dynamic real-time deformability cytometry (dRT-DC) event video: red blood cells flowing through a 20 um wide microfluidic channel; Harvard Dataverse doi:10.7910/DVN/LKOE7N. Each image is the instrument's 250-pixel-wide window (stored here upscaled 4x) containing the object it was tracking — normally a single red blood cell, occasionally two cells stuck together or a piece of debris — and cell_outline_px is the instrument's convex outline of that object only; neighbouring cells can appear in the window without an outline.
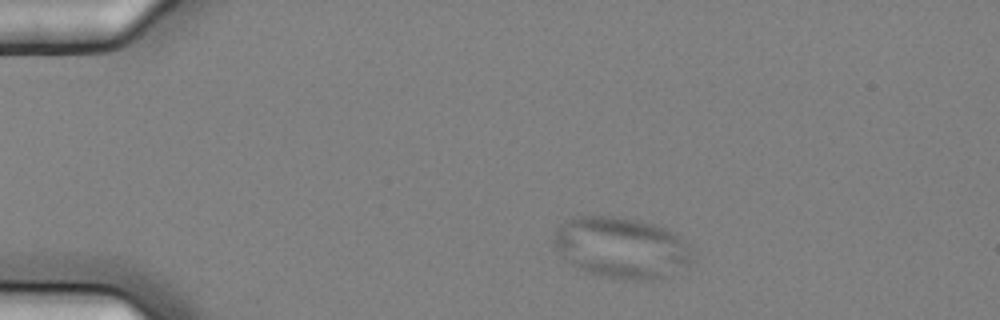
{"species": "common noctule bat (a hibernating species)", "species_latin": "Nyctalus noctula", "temperature_condition": "cold", "stored_images_in_passage": 6, "camera_frame_rate_fps": 3000, "um_per_image_px": 0.085, "animal": {"sex": "female", "body_mass_g": 25.1}, "frame": {"image": 1, "passage_image": 2, "time_ms": 0.333, "image_size_px": [1000, 320], "cell_outline_px": [[696, 252], [692, 260], [688, 264], [656, 280], [624, 280], [600, 276], [576, 268], [564, 260], [560, 256], [552, 244], [552, 236], [556, 228], [564, 220], [576, 216], [616, 216], [636, 220], [668, 228], [680, 236]], "centroid_in_image_um": [52.78, 21.05], "position_along_channel_um": 32.2, "area_um2": 50.17}}
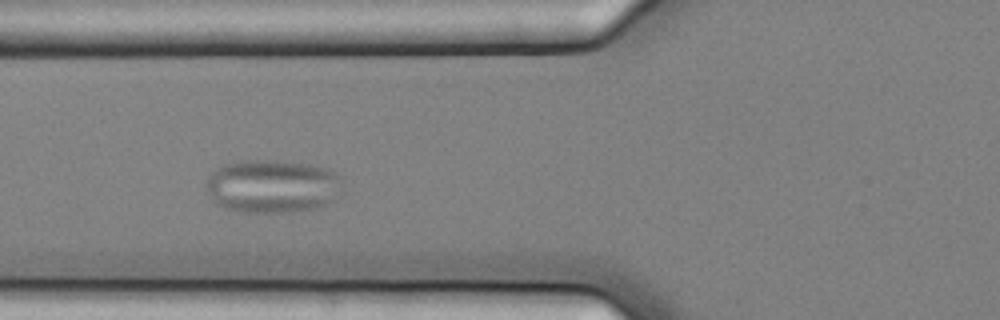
{"frame": {"image": 2, "passage_image": 5, "time_ms": 1.333, "image_size_px": [1000, 320], "cell_outline_px": [[340, 180], [332, 200], [328, 204], [316, 208], [288, 212], [240, 212], [224, 208], [216, 204], [212, 200], [208, 192], [208, 176], [216, 168], [224, 164], [236, 160], [276, 160], [308, 164], [328, 168], [336, 172], [340, 176]], "centroid_in_image_um": [23.09, 15.82], "position_along_channel_um": 102.7, "area_um2": 42.25}}